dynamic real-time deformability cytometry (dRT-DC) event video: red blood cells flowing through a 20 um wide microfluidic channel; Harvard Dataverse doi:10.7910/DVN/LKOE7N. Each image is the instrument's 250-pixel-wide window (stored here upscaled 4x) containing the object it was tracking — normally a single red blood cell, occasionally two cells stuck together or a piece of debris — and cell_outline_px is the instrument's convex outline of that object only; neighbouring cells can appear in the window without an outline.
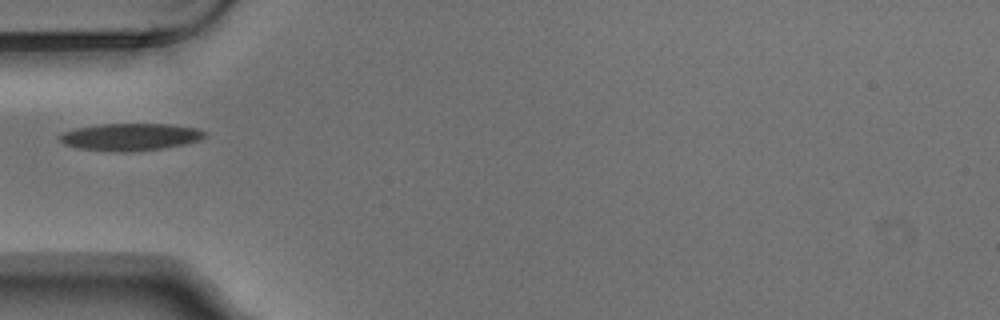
{"species": "Egyptian fruit bat (a non-hibernating species)", "species_latin": "Rousettus aegyptiacus", "temperature_condition": "warm", "stored_images_in_passage": 7, "camera_frame_rate_fps": 3000, "um_per_image_px": 0.085, "animal": {"sex": "male"}, "frame": {"image": 1, "passage_image": 6, "time_ms": 1.667, "image_size_px": [1000, 320], "cell_outline_px": [[208, 136], [200, 140], [184, 144], [164, 148], [128, 152], [116, 152], [80, 148], [64, 144], [56, 136], [64, 132], [76, 128], [100, 124], [168, 124], [200, 128], [208, 132]], "centroid_in_image_um": [11.13, 11.63], "position_along_channel_um": 73.9, "area_um2": 23.24}}
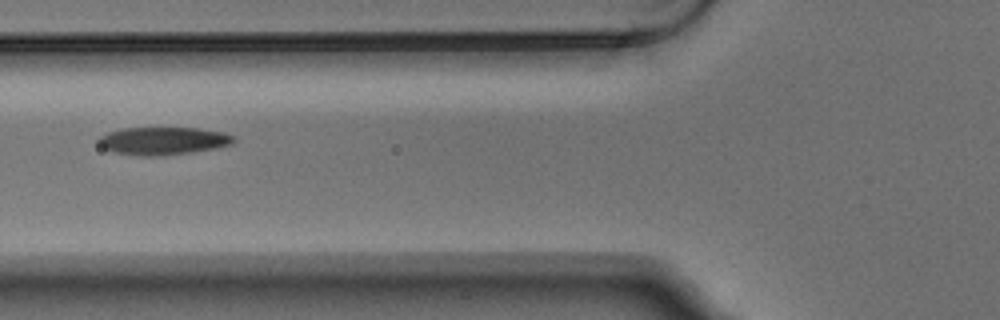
{"frame": {"image": 2, "passage_image": 7, "time_ms": 2.0, "image_size_px": [1000, 320], "cell_outline_px": [[236, 140], [232, 144], [216, 148], [192, 152], [152, 156], [140, 156], [116, 152], [104, 148], [100, 144], [100, 136], [108, 132], [124, 128], [196, 128], [224, 132], [236, 136]], "centroid_in_image_um": [13.93, 11.96], "position_along_channel_um": 111.9, "area_um2": 21.68}}